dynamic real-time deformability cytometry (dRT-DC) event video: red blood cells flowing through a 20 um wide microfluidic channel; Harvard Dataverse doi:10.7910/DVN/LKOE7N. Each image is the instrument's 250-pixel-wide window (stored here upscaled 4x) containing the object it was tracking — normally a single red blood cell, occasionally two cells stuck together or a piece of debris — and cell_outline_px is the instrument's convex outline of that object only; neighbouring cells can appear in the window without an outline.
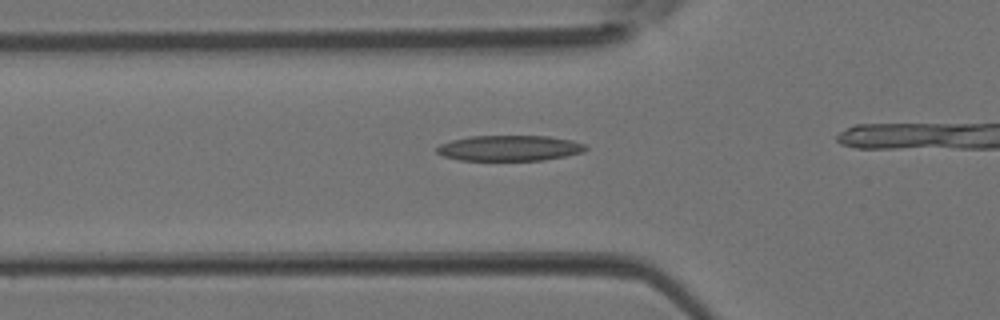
{"species": "Egyptian fruit bat (a non-hibernating species)", "species_latin": "Rousettus aegyptiacus", "temperature_condition": "room temperature", "stored_images_in_passage": 14, "camera_frame_rate_fps": 3000, "um_per_image_px": 0.085, "animal": {"sex": "female"}, "frame": {"image": 1, "passage_image": 10, "time_ms": 3.0, "image_size_px": [1000, 320], "cell_outline_px": [[588, 148], [584, 152], [544, 160], [460, 160], [444, 156], [436, 152], [436, 148], [440, 144], [452, 140], [468, 136], [548, 136], [572, 140], [584, 144]], "centroid_in_image_um": [43.31, 12.58], "position_along_channel_um": 82.5, "area_um2": 22.14}}